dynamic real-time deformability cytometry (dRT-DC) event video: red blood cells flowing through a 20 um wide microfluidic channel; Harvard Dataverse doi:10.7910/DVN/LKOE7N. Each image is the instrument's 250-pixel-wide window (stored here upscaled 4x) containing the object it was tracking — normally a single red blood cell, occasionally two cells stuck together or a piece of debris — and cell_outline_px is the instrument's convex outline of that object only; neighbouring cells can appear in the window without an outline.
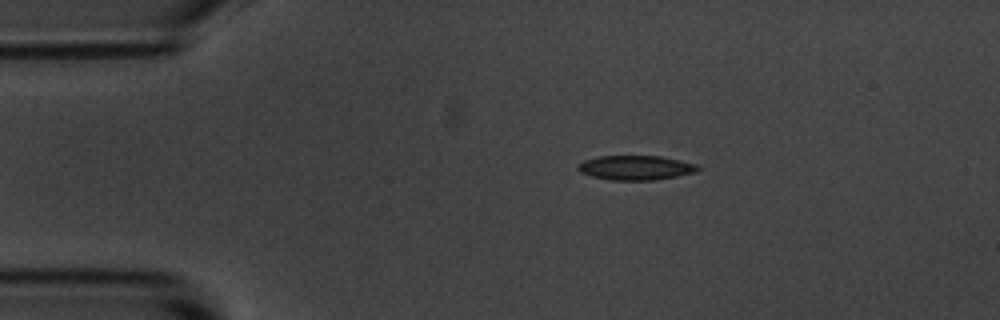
{"species": "common noctule bat (a hibernating species)", "species_latin": "Nyctalus noctula", "temperature_condition": "room temperature", "stored_images_in_passage": 4, "camera_frame_rate_fps": 3000, "um_per_image_px": 0.085, "animal": {"sex": "male", "body_mass_g": 20.1, "forearm_length_mm": 53.5}, "frame": {"image": 1, "passage_image": 1, "time_ms": 0.0, "image_size_px": [1000, 320], "cell_outline_px": [[700, 168], [696, 172], [656, 180], [612, 180], [592, 176], [580, 172], [576, 168], [576, 164], [584, 160], [600, 156], [660, 156], [680, 160], [696, 164]], "centroid_in_image_um": [54.01, 14.25], "position_along_channel_um": 31.0, "area_um2": 17.11}}
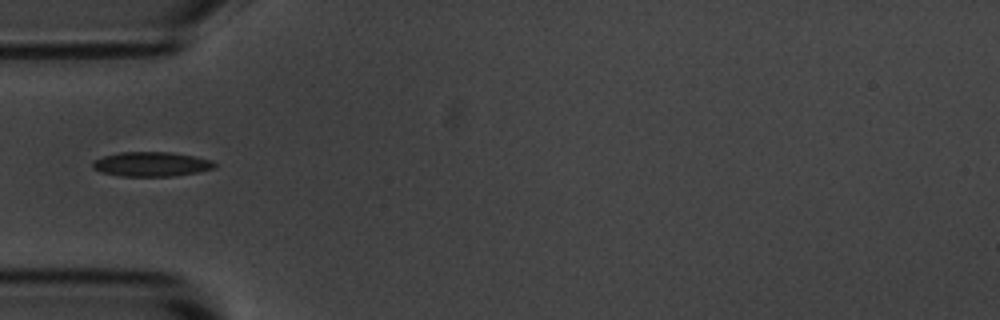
{"frame": {"image": 2, "passage_image": 3, "time_ms": 2.333, "image_size_px": [1000, 320], "cell_outline_px": [[216, 164], [212, 168], [196, 172], [176, 176], [120, 176], [100, 172], [92, 168], [92, 164], [96, 160], [104, 156], [120, 152], [172, 152], [212, 160]], "centroid_in_image_um": [12.84, 13.95], "position_along_channel_um": 72.2, "area_um2": 17.28}}